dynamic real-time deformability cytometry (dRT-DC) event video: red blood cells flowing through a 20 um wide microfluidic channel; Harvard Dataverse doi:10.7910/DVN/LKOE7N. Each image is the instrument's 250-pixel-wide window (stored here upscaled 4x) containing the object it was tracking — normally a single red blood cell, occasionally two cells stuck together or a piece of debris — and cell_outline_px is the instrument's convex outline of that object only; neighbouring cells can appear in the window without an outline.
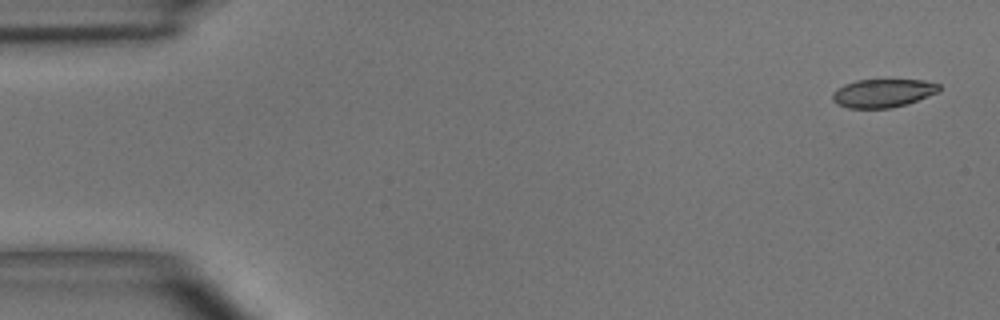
{"species": "common noctule bat (a hibernating species)", "species_latin": "Nyctalus noctula", "temperature_condition": "room temperature", "stored_images_in_passage": 4, "camera_frame_rate_fps": 3000, "um_per_image_px": 0.085, "animal": {"sex": "male", "body_mass_g": 15.6}, "frame": {"image": 1, "passage_image": 1, "time_ms": 0.0, "image_size_px": [1000, 320], "cell_outline_px": [[940, 92], [904, 104], [888, 108], [848, 108], [836, 104], [832, 100], [832, 92], [836, 88], [844, 84], [856, 80], [924, 80], [940, 84]], "centroid_in_image_um": [75.01, 7.91], "position_along_channel_um": 10.0, "area_um2": 17.63}}